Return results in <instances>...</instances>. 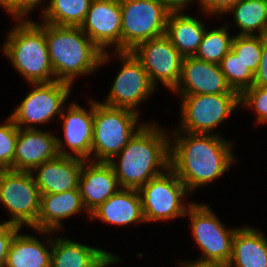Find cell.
I'll list each match as a JSON object with an SVG mask.
<instances>
[{"label":"cell","instance_id":"cell-4","mask_svg":"<svg viewBox=\"0 0 267 267\" xmlns=\"http://www.w3.org/2000/svg\"><path fill=\"white\" fill-rule=\"evenodd\" d=\"M7 34L4 54L13 67L29 83H48L55 81L44 32V23L18 20Z\"/></svg>","mask_w":267,"mask_h":267},{"label":"cell","instance_id":"cell-3","mask_svg":"<svg viewBox=\"0 0 267 267\" xmlns=\"http://www.w3.org/2000/svg\"><path fill=\"white\" fill-rule=\"evenodd\" d=\"M44 32L57 81L72 85L76 76L94 72L110 58L107 52L103 53L90 40L80 26H57L44 22Z\"/></svg>","mask_w":267,"mask_h":267},{"label":"cell","instance_id":"cell-20","mask_svg":"<svg viewBox=\"0 0 267 267\" xmlns=\"http://www.w3.org/2000/svg\"><path fill=\"white\" fill-rule=\"evenodd\" d=\"M90 110L82 108L76 103L69 105L67 111L60 117H63V133L65 137V146H69L73 152V157L90 160L92 156V135H93V117L94 101L90 100Z\"/></svg>","mask_w":267,"mask_h":267},{"label":"cell","instance_id":"cell-19","mask_svg":"<svg viewBox=\"0 0 267 267\" xmlns=\"http://www.w3.org/2000/svg\"><path fill=\"white\" fill-rule=\"evenodd\" d=\"M46 239L52 250L50 267H107L119 262L117 256L100 248L62 237Z\"/></svg>","mask_w":267,"mask_h":267},{"label":"cell","instance_id":"cell-28","mask_svg":"<svg viewBox=\"0 0 267 267\" xmlns=\"http://www.w3.org/2000/svg\"><path fill=\"white\" fill-rule=\"evenodd\" d=\"M233 39L234 36H229L227 26L205 30L195 57L219 65L223 57L232 49Z\"/></svg>","mask_w":267,"mask_h":267},{"label":"cell","instance_id":"cell-32","mask_svg":"<svg viewBox=\"0 0 267 267\" xmlns=\"http://www.w3.org/2000/svg\"><path fill=\"white\" fill-rule=\"evenodd\" d=\"M240 104L257 113L256 123H267V88L252 85L240 94Z\"/></svg>","mask_w":267,"mask_h":267},{"label":"cell","instance_id":"cell-18","mask_svg":"<svg viewBox=\"0 0 267 267\" xmlns=\"http://www.w3.org/2000/svg\"><path fill=\"white\" fill-rule=\"evenodd\" d=\"M84 161L73 156L58 155L38 165L33 177L40 194L62 193L78 188Z\"/></svg>","mask_w":267,"mask_h":267},{"label":"cell","instance_id":"cell-12","mask_svg":"<svg viewBox=\"0 0 267 267\" xmlns=\"http://www.w3.org/2000/svg\"><path fill=\"white\" fill-rule=\"evenodd\" d=\"M123 63L115 77L105 104L110 107L127 108L138 112L136 107L146 100L156 89L151 83L142 63L131 51H115Z\"/></svg>","mask_w":267,"mask_h":267},{"label":"cell","instance_id":"cell-13","mask_svg":"<svg viewBox=\"0 0 267 267\" xmlns=\"http://www.w3.org/2000/svg\"><path fill=\"white\" fill-rule=\"evenodd\" d=\"M131 52L142 63L155 87L160 81L172 91L176 88L184 57L165 34L138 44Z\"/></svg>","mask_w":267,"mask_h":267},{"label":"cell","instance_id":"cell-34","mask_svg":"<svg viewBox=\"0 0 267 267\" xmlns=\"http://www.w3.org/2000/svg\"><path fill=\"white\" fill-rule=\"evenodd\" d=\"M21 227L4 221L0 224V267H4L6 263L7 253L15 234Z\"/></svg>","mask_w":267,"mask_h":267},{"label":"cell","instance_id":"cell-36","mask_svg":"<svg viewBox=\"0 0 267 267\" xmlns=\"http://www.w3.org/2000/svg\"><path fill=\"white\" fill-rule=\"evenodd\" d=\"M253 85L267 88V37L263 36L262 56L254 74Z\"/></svg>","mask_w":267,"mask_h":267},{"label":"cell","instance_id":"cell-2","mask_svg":"<svg viewBox=\"0 0 267 267\" xmlns=\"http://www.w3.org/2000/svg\"><path fill=\"white\" fill-rule=\"evenodd\" d=\"M153 123L144 125L108 163L120 188L139 190L170 167L171 137ZM115 157L118 162L115 161ZM160 167V168H159ZM163 172L159 171V169Z\"/></svg>","mask_w":267,"mask_h":267},{"label":"cell","instance_id":"cell-8","mask_svg":"<svg viewBox=\"0 0 267 267\" xmlns=\"http://www.w3.org/2000/svg\"><path fill=\"white\" fill-rule=\"evenodd\" d=\"M0 201L10 213L9 223L37 230L41 194L32 172L0 170Z\"/></svg>","mask_w":267,"mask_h":267},{"label":"cell","instance_id":"cell-24","mask_svg":"<svg viewBox=\"0 0 267 267\" xmlns=\"http://www.w3.org/2000/svg\"><path fill=\"white\" fill-rule=\"evenodd\" d=\"M206 27L195 17L182 12H170L167 20L165 35L185 57L196 55Z\"/></svg>","mask_w":267,"mask_h":267},{"label":"cell","instance_id":"cell-17","mask_svg":"<svg viewBox=\"0 0 267 267\" xmlns=\"http://www.w3.org/2000/svg\"><path fill=\"white\" fill-rule=\"evenodd\" d=\"M91 161L90 165L88 160L84 161L78 185L85 211L89 214L120 189L108 162Z\"/></svg>","mask_w":267,"mask_h":267},{"label":"cell","instance_id":"cell-10","mask_svg":"<svg viewBox=\"0 0 267 267\" xmlns=\"http://www.w3.org/2000/svg\"><path fill=\"white\" fill-rule=\"evenodd\" d=\"M181 132L213 134V129L240 106L239 93L180 95Z\"/></svg>","mask_w":267,"mask_h":267},{"label":"cell","instance_id":"cell-38","mask_svg":"<svg viewBox=\"0 0 267 267\" xmlns=\"http://www.w3.org/2000/svg\"><path fill=\"white\" fill-rule=\"evenodd\" d=\"M181 267H225L222 265H216V264H206V263H200V262H196L195 260L190 261L187 263L184 261L183 263L181 262Z\"/></svg>","mask_w":267,"mask_h":267},{"label":"cell","instance_id":"cell-22","mask_svg":"<svg viewBox=\"0 0 267 267\" xmlns=\"http://www.w3.org/2000/svg\"><path fill=\"white\" fill-rule=\"evenodd\" d=\"M84 208L79 188L41 195L37 231L43 234L61 229V219L78 214Z\"/></svg>","mask_w":267,"mask_h":267},{"label":"cell","instance_id":"cell-30","mask_svg":"<svg viewBox=\"0 0 267 267\" xmlns=\"http://www.w3.org/2000/svg\"><path fill=\"white\" fill-rule=\"evenodd\" d=\"M263 49V36L235 35L232 50L240 56L245 65L255 74Z\"/></svg>","mask_w":267,"mask_h":267},{"label":"cell","instance_id":"cell-14","mask_svg":"<svg viewBox=\"0 0 267 267\" xmlns=\"http://www.w3.org/2000/svg\"><path fill=\"white\" fill-rule=\"evenodd\" d=\"M121 26L120 0H92L80 28L105 53L112 45L121 51Z\"/></svg>","mask_w":267,"mask_h":267},{"label":"cell","instance_id":"cell-5","mask_svg":"<svg viewBox=\"0 0 267 267\" xmlns=\"http://www.w3.org/2000/svg\"><path fill=\"white\" fill-rule=\"evenodd\" d=\"M139 112L110 107L94 101L92 154L96 162H109L145 125L138 122Z\"/></svg>","mask_w":267,"mask_h":267},{"label":"cell","instance_id":"cell-6","mask_svg":"<svg viewBox=\"0 0 267 267\" xmlns=\"http://www.w3.org/2000/svg\"><path fill=\"white\" fill-rule=\"evenodd\" d=\"M191 230L202 252L196 262L227 266L232 257L233 238L239 228L227 229L208 205L191 202L186 211Z\"/></svg>","mask_w":267,"mask_h":267},{"label":"cell","instance_id":"cell-16","mask_svg":"<svg viewBox=\"0 0 267 267\" xmlns=\"http://www.w3.org/2000/svg\"><path fill=\"white\" fill-rule=\"evenodd\" d=\"M181 95L237 93L232 90L220 65L193 57H185L181 78L173 90Z\"/></svg>","mask_w":267,"mask_h":267},{"label":"cell","instance_id":"cell-27","mask_svg":"<svg viewBox=\"0 0 267 267\" xmlns=\"http://www.w3.org/2000/svg\"><path fill=\"white\" fill-rule=\"evenodd\" d=\"M42 11L43 22L57 26H80L92 0H49Z\"/></svg>","mask_w":267,"mask_h":267},{"label":"cell","instance_id":"cell-33","mask_svg":"<svg viewBox=\"0 0 267 267\" xmlns=\"http://www.w3.org/2000/svg\"><path fill=\"white\" fill-rule=\"evenodd\" d=\"M42 0H0V5L14 16L15 20H25L29 11L41 3Z\"/></svg>","mask_w":267,"mask_h":267},{"label":"cell","instance_id":"cell-9","mask_svg":"<svg viewBox=\"0 0 267 267\" xmlns=\"http://www.w3.org/2000/svg\"><path fill=\"white\" fill-rule=\"evenodd\" d=\"M145 222L164 221L186 216L191 203L186 206L182 199L190 195L184 183L169 167L143 185L139 190Z\"/></svg>","mask_w":267,"mask_h":267},{"label":"cell","instance_id":"cell-25","mask_svg":"<svg viewBox=\"0 0 267 267\" xmlns=\"http://www.w3.org/2000/svg\"><path fill=\"white\" fill-rule=\"evenodd\" d=\"M45 243L19 231L11 241L4 267H50L51 252Z\"/></svg>","mask_w":267,"mask_h":267},{"label":"cell","instance_id":"cell-1","mask_svg":"<svg viewBox=\"0 0 267 267\" xmlns=\"http://www.w3.org/2000/svg\"><path fill=\"white\" fill-rule=\"evenodd\" d=\"M179 130H174V141L170 142V168L191 195L194 189L221 177L236 158L231 151L232 143L220 134L184 132L183 137Z\"/></svg>","mask_w":267,"mask_h":267},{"label":"cell","instance_id":"cell-11","mask_svg":"<svg viewBox=\"0 0 267 267\" xmlns=\"http://www.w3.org/2000/svg\"><path fill=\"white\" fill-rule=\"evenodd\" d=\"M32 85L33 90L23 98L10 116L18 128L37 129L34 126L35 123L47 124L55 115L60 116L72 87L68 83L57 80L48 83H32Z\"/></svg>","mask_w":267,"mask_h":267},{"label":"cell","instance_id":"cell-29","mask_svg":"<svg viewBox=\"0 0 267 267\" xmlns=\"http://www.w3.org/2000/svg\"><path fill=\"white\" fill-rule=\"evenodd\" d=\"M220 68L232 90L241 94L254 83V73L232 49L223 57Z\"/></svg>","mask_w":267,"mask_h":267},{"label":"cell","instance_id":"cell-37","mask_svg":"<svg viewBox=\"0 0 267 267\" xmlns=\"http://www.w3.org/2000/svg\"><path fill=\"white\" fill-rule=\"evenodd\" d=\"M170 12H183V8L195 0H159ZM182 10V11H181Z\"/></svg>","mask_w":267,"mask_h":267},{"label":"cell","instance_id":"cell-15","mask_svg":"<svg viewBox=\"0 0 267 267\" xmlns=\"http://www.w3.org/2000/svg\"><path fill=\"white\" fill-rule=\"evenodd\" d=\"M64 147L63 140L42 129L18 128L13 170L34 173L38 165L58 155L73 156Z\"/></svg>","mask_w":267,"mask_h":267},{"label":"cell","instance_id":"cell-23","mask_svg":"<svg viewBox=\"0 0 267 267\" xmlns=\"http://www.w3.org/2000/svg\"><path fill=\"white\" fill-rule=\"evenodd\" d=\"M226 267H267V238L253 227H239Z\"/></svg>","mask_w":267,"mask_h":267},{"label":"cell","instance_id":"cell-31","mask_svg":"<svg viewBox=\"0 0 267 267\" xmlns=\"http://www.w3.org/2000/svg\"><path fill=\"white\" fill-rule=\"evenodd\" d=\"M18 137V127L9 117L0 126V170H13L15 144Z\"/></svg>","mask_w":267,"mask_h":267},{"label":"cell","instance_id":"cell-7","mask_svg":"<svg viewBox=\"0 0 267 267\" xmlns=\"http://www.w3.org/2000/svg\"><path fill=\"white\" fill-rule=\"evenodd\" d=\"M121 51L165 34L170 11L159 0H120Z\"/></svg>","mask_w":267,"mask_h":267},{"label":"cell","instance_id":"cell-21","mask_svg":"<svg viewBox=\"0 0 267 267\" xmlns=\"http://www.w3.org/2000/svg\"><path fill=\"white\" fill-rule=\"evenodd\" d=\"M89 215L90 220L97 218L118 226L145 222L141 196L136 189L120 188Z\"/></svg>","mask_w":267,"mask_h":267},{"label":"cell","instance_id":"cell-35","mask_svg":"<svg viewBox=\"0 0 267 267\" xmlns=\"http://www.w3.org/2000/svg\"><path fill=\"white\" fill-rule=\"evenodd\" d=\"M238 0H198L206 15L225 14Z\"/></svg>","mask_w":267,"mask_h":267},{"label":"cell","instance_id":"cell-26","mask_svg":"<svg viewBox=\"0 0 267 267\" xmlns=\"http://www.w3.org/2000/svg\"><path fill=\"white\" fill-rule=\"evenodd\" d=\"M227 12H233L235 24L241 29L238 35L265 36L267 0H238Z\"/></svg>","mask_w":267,"mask_h":267}]
</instances>
